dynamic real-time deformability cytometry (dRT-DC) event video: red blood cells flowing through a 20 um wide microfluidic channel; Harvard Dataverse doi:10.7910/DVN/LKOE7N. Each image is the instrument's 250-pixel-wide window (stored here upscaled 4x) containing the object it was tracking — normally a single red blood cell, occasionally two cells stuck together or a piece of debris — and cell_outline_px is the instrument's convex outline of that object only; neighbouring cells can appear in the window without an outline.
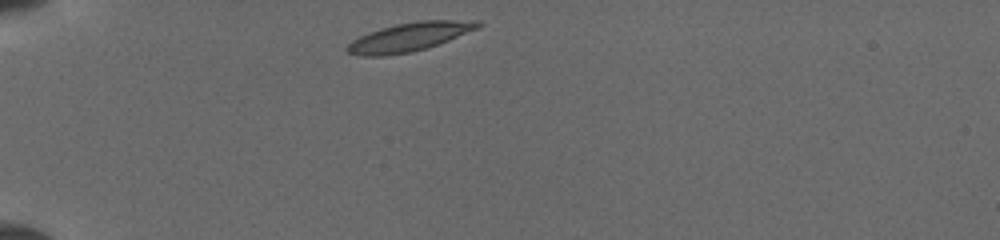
{"species": "common noctule bat (a hibernating species)", "species_latin": "Nyctalus noctula", "temperature_condition": "cold", "stored_images_in_passage": 48, "camera_frame_rate_fps": 3000, "um_per_image_px": 0.085, "animal": {"sex": "female", "body_mass_g": 19.5, "forearm_length_mm": 54.1}, "frame": {"image": 1, "passage_image": 1, "time_ms": 0.0, "image_size_px": [1000, 240], "cell_outline_px": [[484, 24], [476, 28], [448, 40], [428, 48], [412, 52], [384, 56], [360, 56], [348, 52], [344, 48], [352, 40], [360, 36], [380, 28], [396, 24], [420, 20], [480, 20]], "centroid_in_image_um": [34.78, 3.14], "position_along_channel_um": 50.2, "area_um2": 21.79}}
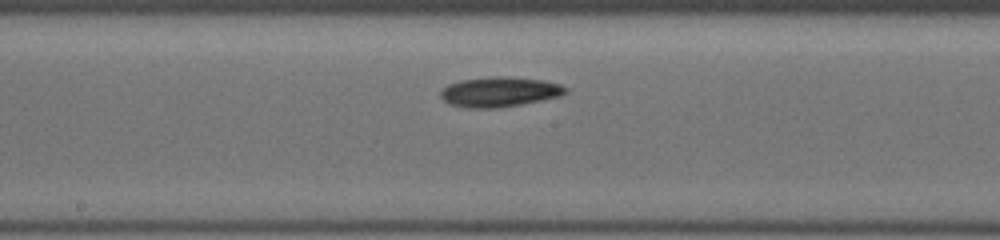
{"frame": {"image": 2, "passage_image": 20, "time_ms": 4.667, "image_size_px": [1000, 240], "cell_outline_px": [[568, 92], [560, 96], [520, 104], [496, 108], [468, 108], [448, 104], [440, 96], [440, 88], [448, 84], [460, 80], [488, 76], [508, 76], [544, 80], [560, 84], [568, 88]], "centroid_in_image_um": [42.42, 7.79], "position_along_channel_um": 205.8, "area_um2": 22.08}}
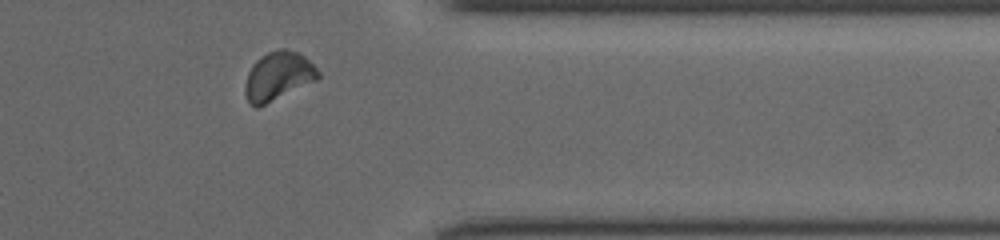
{"frame": {"image": 3, "passage_image": 39, "time_ms": 9.333, "image_size_px": [1000, 240], "cell_outline_px": [[320, 76], [316, 80], [256, 108], [248, 100], [244, 92], [244, 84], [248, 72], [252, 64], [260, 56], [268, 52], [280, 48], [284, 48], [296, 52], [304, 56], [320, 72]], "centroid_in_image_um": [23.61, 6.45], "position_along_channel_um": 387.8, "area_um2": 20.4}}